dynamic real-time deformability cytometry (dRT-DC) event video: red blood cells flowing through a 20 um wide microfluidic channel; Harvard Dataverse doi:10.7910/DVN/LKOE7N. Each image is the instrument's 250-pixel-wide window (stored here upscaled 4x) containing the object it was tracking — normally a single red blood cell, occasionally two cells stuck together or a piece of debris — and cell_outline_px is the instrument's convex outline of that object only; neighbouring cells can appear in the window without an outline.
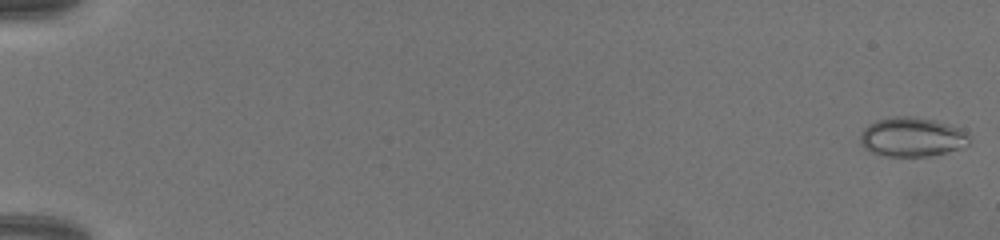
{"species": "common noctule bat (a hibernating species)", "species_latin": "Nyctalus noctula", "temperature_condition": "warm", "stored_images_in_passage": 68, "camera_frame_rate_fps": 3000, "um_per_image_px": 0.085, "animal": {"sex": "female", "body_mass_g": 19.5, "forearm_length_mm": 54.1}, "frame": {"image": 1, "passage_image": 1, "time_ms": 0.0, "image_size_px": [1000, 240], "cell_outline_px": [[972, 136], [968, 144], [960, 148], [928, 156], [880, 156], [864, 148], [860, 144], [860, 136], [864, 128], [868, 124], [876, 120], [896, 116], [912, 116], [936, 120], [960, 128], [968, 132]], "centroid_in_image_um": [77.52, 11.64], "position_along_channel_um": 7.5, "area_um2": 25.2}}
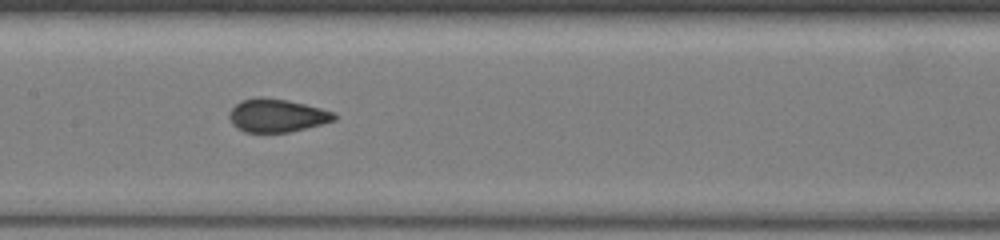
{"frame": {"image": 2, "passage_image": 37, "time_ms": 12.0, "image_size_px": [1000, 240], "cell_outline_px": [[336, 120], [288, 132], [244, 132], [236, 128], [232, 124], [228, 116], [232, 108], [240, 100], [256, 96], [264, 96], [288, 100], [336, 112]], "centroid_in_image_um": [23.5, 9.8], "position_along_channel_um": 183.9, "area_um2": 20.4}}
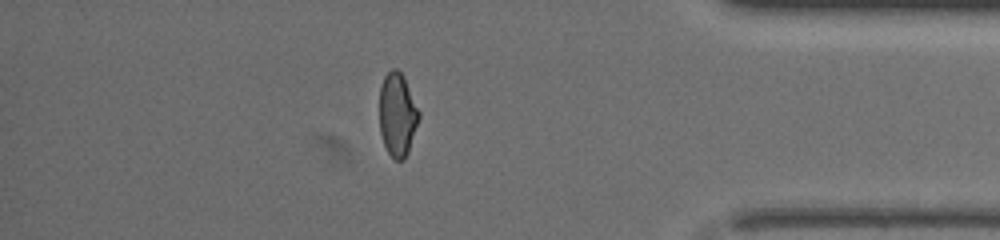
{"frame": {"image": 3, "passage_image": 60, "time_ms": 19.667, "image_size_px": [1000, 240], "cell_outline_px": [[420, 116], [408, 152], [404, 160], [396, 160], [388, 152], [384, 144], [380, 132], [380, 84], [384, 76], [392, 68], [396, 68], [404, 76], [420, 112]], "centroid_in_image_um": [33.78, 9.72], "position_along_channel_um": 401.4, "area_um2": 19.19}}